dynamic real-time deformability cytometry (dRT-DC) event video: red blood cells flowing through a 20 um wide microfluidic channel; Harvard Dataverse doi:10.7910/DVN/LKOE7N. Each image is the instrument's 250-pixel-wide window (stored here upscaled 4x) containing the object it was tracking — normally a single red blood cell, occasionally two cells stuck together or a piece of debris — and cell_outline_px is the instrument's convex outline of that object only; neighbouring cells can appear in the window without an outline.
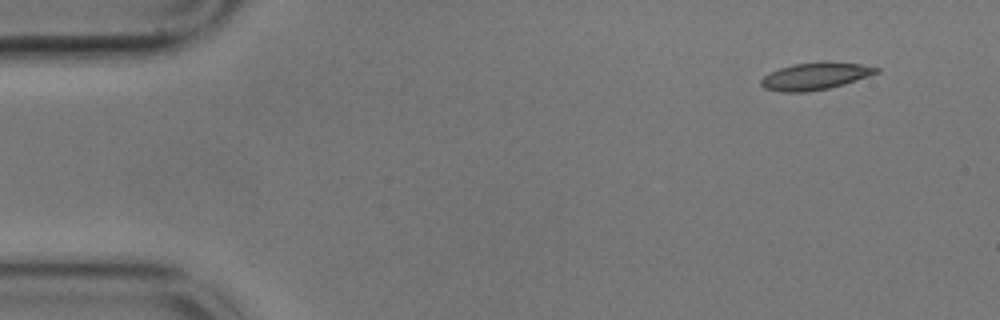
{"species": "common noctule bat (a hibernating species)", "species_latin": "Nyctalus noctula", "temperature_condition": "cold", "stored_images_in_passage": 13, "camera_frame_rate_fps": 3000, "um_per_image_px": 0.085, "animal": {"sex": "male", "body_mass_g": 17.9}, "frame": {"image": 1, "passage_image": 1, "time_ms": 0.0, "image_size_px": [1000, 320], "cell_outline_px": [[880, 72], [844, 84], [828, 88], [808, 92], [780, 92], [764, 88], [760, 84], [760, 80], [764, 76], [780, 68], [792, 64], [860, 64], [880, 68]], "centroid_in_image_um": [69.25, 6.52], "position_along_channel_um": 15.8, "area_um2": 17.46}}
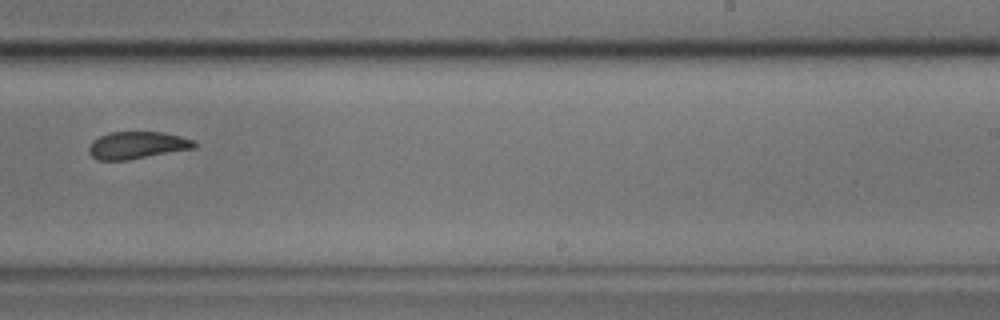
{"frame": {"image": 2, "passage_image": 9, "time_ms": 2.667, "image_size_px": [1000, 320], "cell_outline_px": [[196, 148], [128, 160], [96, 160], [88, 152], [88, 148], [92, 140], [108, 132], [164, 132], [196, 140]], "centroid_in_image_um": [11.66, 12.34], "position_along_channel_um": 277.3, "area_um2": 16.94}}
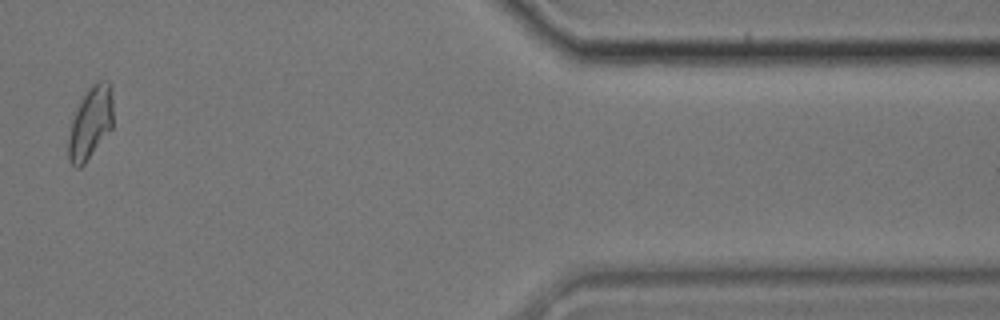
{"frame": {"image": 3, "passage_image": 12, "time_ms": 3.667, "image_size_px": [1000, 320], "cell_outline_px": [[112, 128], [84, 164], [80, 168], [76, 168], [68, 160], [68, 136], [72, 120], [88, 88], [92, 84], [100, 80], [108, 80], [112, 88]], "centroid_in_image_um": [7.7, 10.45], "position_along_channel_um": 403.7, "area_um2": 18.67}}